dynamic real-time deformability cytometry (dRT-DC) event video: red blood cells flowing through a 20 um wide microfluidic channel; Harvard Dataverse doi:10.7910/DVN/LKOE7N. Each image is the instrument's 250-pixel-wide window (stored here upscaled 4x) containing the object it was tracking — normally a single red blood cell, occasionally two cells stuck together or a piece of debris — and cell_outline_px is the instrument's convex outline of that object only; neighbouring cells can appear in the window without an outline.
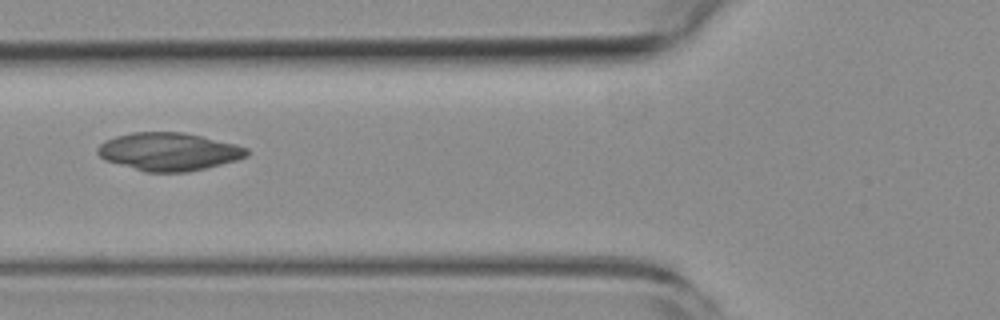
{"species": "common noctule bat (a hibernating species)", "species_latin": "Nyctalus noctula", "temperature_condition": "room temperature", "stored_images_in_passage": 16, "camera_frame_rate_fps": 3000, "um_per_image_px": 0.085, "animal": {"sex": "female", "body_mass_g": 19.3, "forearm_length_mm": 54.1}, "frame": {"image": 1, "passage_image": 5, "time_ms": 1.333, "image_size_px": [1000, 320], "cell_outline_px": [[248, 156], [236, 160], [188, 172], [144, 172], [104, 160], [96, 152], [96, 148], [100, 144], [116, 136], [132, 132], [180, 132], [200, 136], [236, 144], [248, 148]], "centroid_in_image_um": [14.32, 12.89], "position_along_channel_um": 111.5, "area_um2": 32.83}}
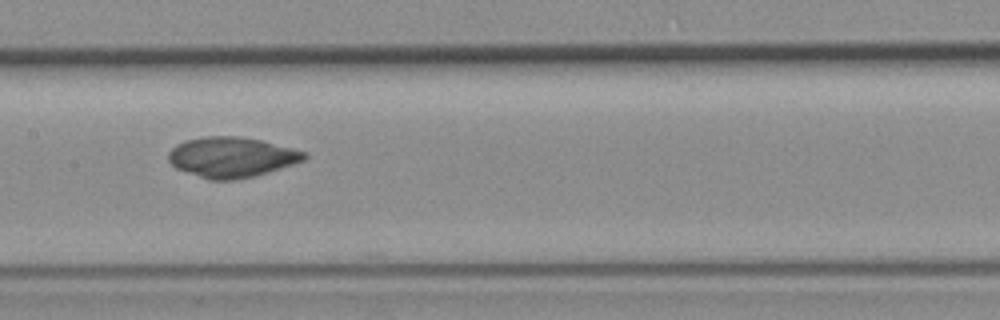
{"frame": {"image": 2, "passage_image": 11, "time_ms": 3.333, "image_size_px": [1000, 320], "cell_outline_px": [[308, 156], [304, 160], [268, 172], [236, 180], [208, 180], [176, 168], [168, 160], [168, 152], [176, 144], [184, 140], [204, 136], [240, 136], [260, 140], [308, 152]], "centroid_in_image_um": [19.66, 13.35], "position_along_channel_um": 187.7, "area_um2": 31.91}}
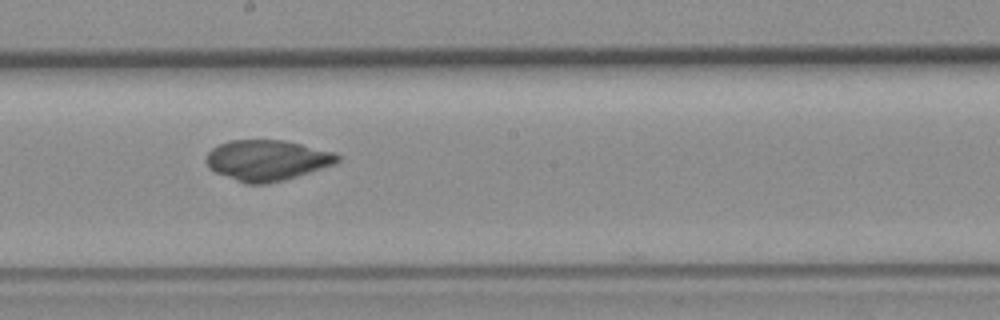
{"frame": {"image": 3, "passage_image": 14, "time_ms": 4.333, "image_size_px": [1000, 320], "cell_outline_px": [[340, 160], [332, 164], [284, 180], [268, 184], [248, 184], [236, 180], [216, 172], [208, 168], [208, 152], [212, 148], [228, 140], [284, 140], [336, 152], [340, 156]], "centroid_in_image_um": [22.7, 13.61], "position_along_channel_um": 225.5, "area_um2": 30.75}}